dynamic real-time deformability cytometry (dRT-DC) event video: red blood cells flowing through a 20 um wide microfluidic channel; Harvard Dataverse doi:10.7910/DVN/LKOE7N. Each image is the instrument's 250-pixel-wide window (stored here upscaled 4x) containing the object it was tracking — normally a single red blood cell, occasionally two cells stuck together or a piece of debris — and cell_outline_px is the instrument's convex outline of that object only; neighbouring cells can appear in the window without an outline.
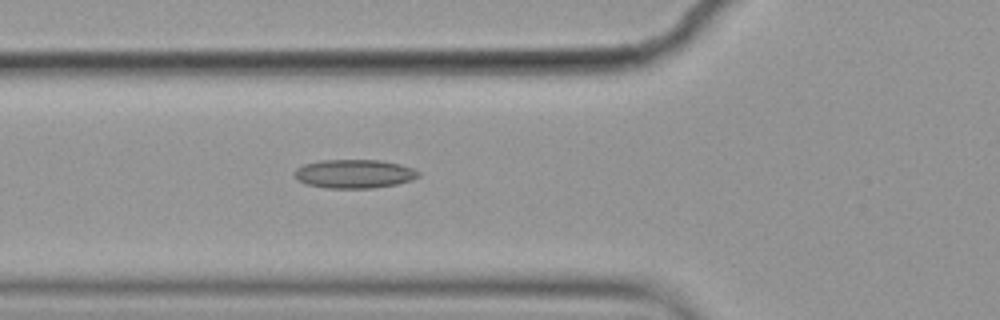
{"species": "common noctule bat (a hibernating species)", "species_latin": "Nyctalus noctula", "temperature_condition": "cold", "stored_images_in_passage": 3, "camera_frame_rate_fps": 3000, "um_per_image_px": 0.085, "animal": {"sex": "female", "body_mass_g": 19.9}, "frame": {"image": 1, "passage_image": 3, "time_ms": 0.667, "image_size_px": [1000, 320], "cell_outline_px": [[420, 176], [412, 180], [396, 184], [372, 188], [328, 188], [304, 184], [296, 180], [292, 172], [296, 168], [304, 164], [320, 160], [380, 160], [400, 164], [412, 168], [420, 172]], "centroid_in_image_um": [30.07, 14.77], "position_along_channel_um": 95.7, "area_um2": 20.98}}